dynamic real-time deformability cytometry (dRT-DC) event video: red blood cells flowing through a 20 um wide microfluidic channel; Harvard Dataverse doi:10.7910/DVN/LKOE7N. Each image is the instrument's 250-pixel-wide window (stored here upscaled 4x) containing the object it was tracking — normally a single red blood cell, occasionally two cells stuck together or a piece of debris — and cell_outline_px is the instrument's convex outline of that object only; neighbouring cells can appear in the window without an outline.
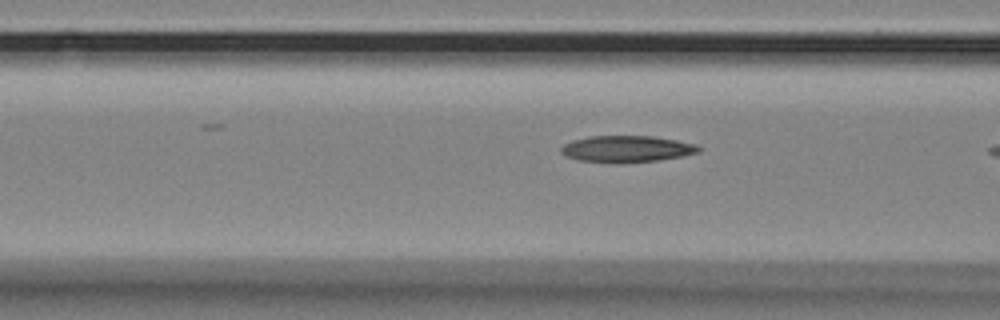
{"species": "Egyptian fruit bat (a non-hibernating species)", "species_latin": "Rousettus aegyptiacus", "temperature_condition": "room temperature", "stored_images_in_passage": 16, "camera_frame_rate_fps": 3000, "um_per_image_px": 0.085, "animal": {"sex": "female"}, "frame": {"image": 1, "passage_image": 14, "time_ms": 4.333, "image_size_px": [1000, 320], "cell_outline_px": [[704, 148], [700, 152], [660, 160], [616, 164], [576, 160], [564, 156], [560, 152], [560, 148], [564, 144], [572, 140], [588, 136], [652, 136], [676, 140], [696, 144]], "centroid_in_image_um": [53.24, 12.67], "position_along_channel_um": 113.4, "area_um2": 21.73}}